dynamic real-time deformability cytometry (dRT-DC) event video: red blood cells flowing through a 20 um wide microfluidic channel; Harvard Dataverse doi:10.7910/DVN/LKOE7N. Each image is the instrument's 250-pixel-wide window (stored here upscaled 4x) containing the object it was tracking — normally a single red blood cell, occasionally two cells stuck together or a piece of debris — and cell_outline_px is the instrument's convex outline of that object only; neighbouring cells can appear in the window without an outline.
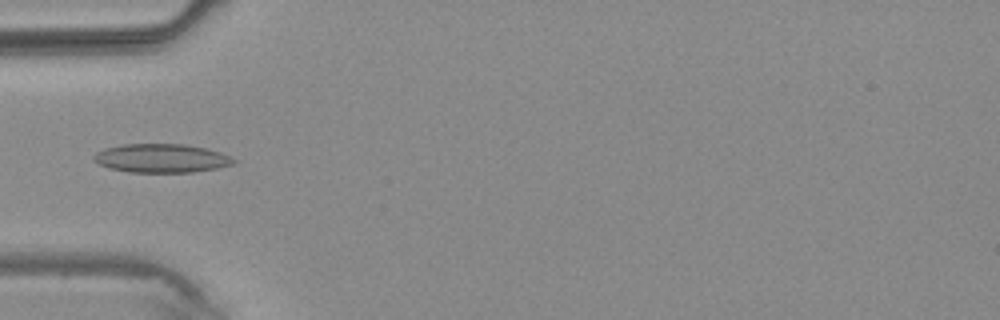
{"species": "common noctule bat (a hibernating species)", "species_latin": "Nyctalus noctula", "temperature_condition": "warm", "stored_images_in_passage": 3, "camera_frame_rate_fps": 3000, "um_per_image_px": 0.085, "animal": {"sex": "male", "body_mass_g": 20.4}, "frame": {"image": 1, "passage_image": 3, "time_ms": 2.333, "image_size_px": [1000, 320], "cell_outline_px": [[240, 160], [236, 164], [216, 168], [192, 172], [128, 172], [108, 168], [92, 160], [92, 156], [96, 152], [104, 148], [124, 144], [184, 144], [208, 148], [220, 152]], "centroid_in_image_um": [13.75, 13.45], "position_along_channel_um": 71.3, "area_um2": 23.7}}